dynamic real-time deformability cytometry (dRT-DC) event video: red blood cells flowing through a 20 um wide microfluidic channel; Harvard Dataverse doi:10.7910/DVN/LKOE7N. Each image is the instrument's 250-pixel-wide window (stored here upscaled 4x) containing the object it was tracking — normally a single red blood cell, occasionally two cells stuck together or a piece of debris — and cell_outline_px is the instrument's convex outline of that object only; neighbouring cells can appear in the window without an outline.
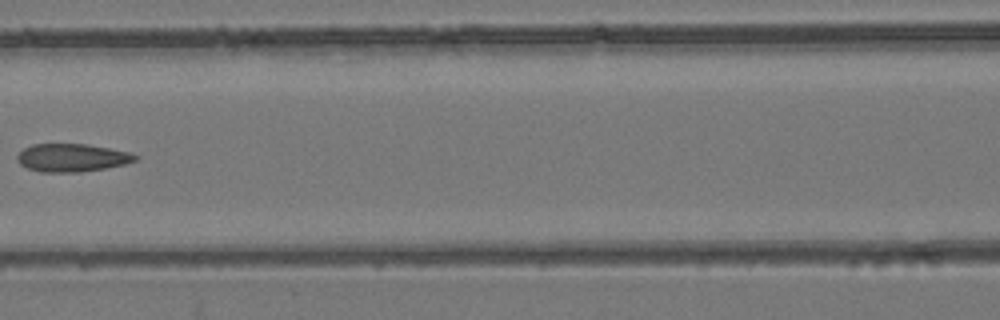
{"species": "common noctule bat (a hibernating species)", "species_latin": "Nyctalus noctula", "temperature_condition": "room temperature", "stored_images_in_passage": 7, "camera_frame_rate_fps": 3000, "um_per_image_px": 0.085, "animal": {"sex": "female", "body_mass_g": 24.6, "forearm_length_mm": 56.2}, "frame": {"image": 1, "passage_image": 6, "time_ms": 1.667, "image_size_px": [1000, 320], "cell_outline_px": [[140, 156], [136, 160], [124, 164], [108, 168], [80, 172], [40, 172], [28, 168], [20, 164], [16, 160], [16, 156], [24, 148], [32, 144], [88, 144], [132, 152]], "centroid_in_image_um": [6.14, 13.4], "position_along_channel_um": 160.5, "area_um2": 19.48}}
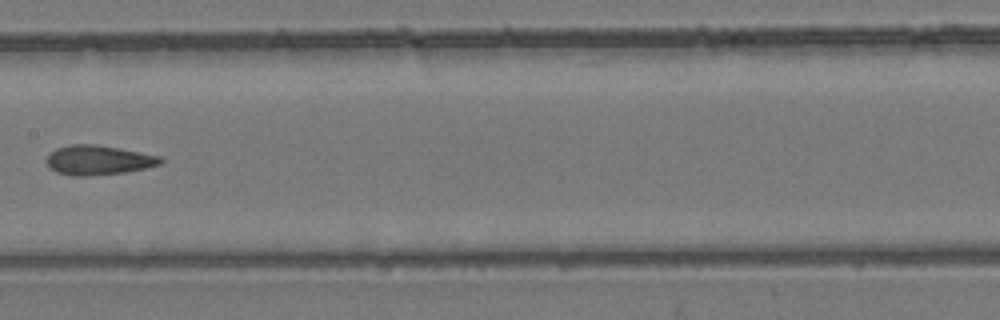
{"frame": {"image": 2, "passage_image": 7, "time_ms": 2.0, "image_size_px": [1000, 320], "cell_outline_px": [[164, 160], [160, 164], [144, 168], [124, 172], [88, 176], [72, 176], [56, 172], [48, 168], [44, 160], [48, 152], [56, 148], [68, 144], [96, 144], [120, 148], [160, 156]], "centroid_in_image_um": [8.27, 13.6], "position_along_channel_um": 199.1, "area_um2": 19.94}}